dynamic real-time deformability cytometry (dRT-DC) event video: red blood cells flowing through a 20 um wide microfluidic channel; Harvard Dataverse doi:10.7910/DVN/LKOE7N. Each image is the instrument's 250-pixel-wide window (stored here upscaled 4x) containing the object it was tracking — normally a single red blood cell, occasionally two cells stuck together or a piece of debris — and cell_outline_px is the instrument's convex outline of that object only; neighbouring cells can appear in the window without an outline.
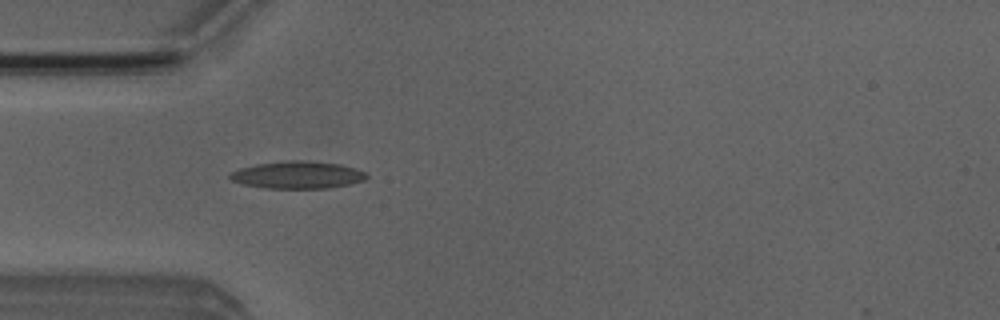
{"species": "Egyptian fruit bat (a non-hibernating species)", "species_latin": "Rousettus aegyptiacus", "temperature_condition": "room temperature", "stored_images_in_passage": 5, "camera_frame_rate_fps": 3000, "um_per_image_px": 0.085, "animal": {"sex": "male"}, "frame": {"image": 1, "passage_image": 4, "time_ms": 3.333, "image_size_px": [1000, 320], "cell_outline_px": [[368, 176], [364, 180], [348, 184], [328, 188], [264, 188], [244, 184], [232, 180], [228, 176], [232, 172], [240, 168], [256, 164], [288, 160], [304, 160], [340, 164], [356, 168], [364, 172]], "centroid_in_image_um": [25.29, 14.86], "position_along_channel_um": 59.7, "area_um2": 21.62}}